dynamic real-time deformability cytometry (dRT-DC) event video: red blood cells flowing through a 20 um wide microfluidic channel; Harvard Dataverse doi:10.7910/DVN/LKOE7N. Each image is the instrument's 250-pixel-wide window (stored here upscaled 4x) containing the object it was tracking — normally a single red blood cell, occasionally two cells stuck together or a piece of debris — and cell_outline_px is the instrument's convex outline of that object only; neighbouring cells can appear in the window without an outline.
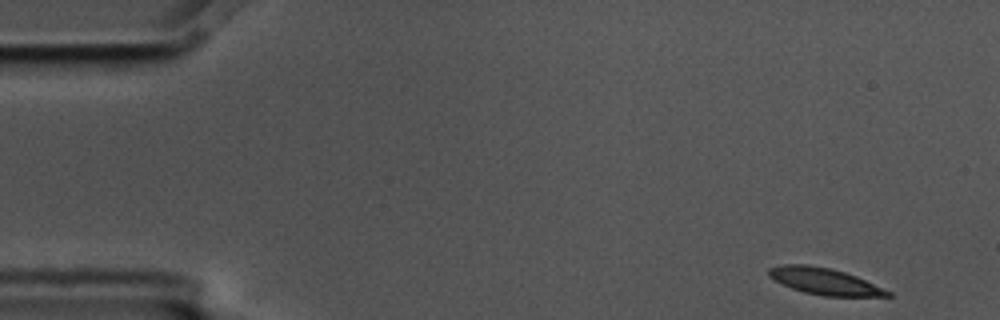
{"species": "common noctule bat (a hibernating species)", "species_latin": "Nyctalus noctula", "temperature_condition": "cold", "stored_images_in_passage": 5, "camera_frame_rate_fps": 3000, "um_per_image_px": 0.085, "animal": {"sex": "male", "body_mass_g": 17.5, "forearm_length_mm": 52.3}, "frame": {"image": 1, "passage_image": 1, "time_ms": 0.0, "image_size_px": [1000, 320], "cell_outline_px": [[892, 296], [824, 296], [804, 292], [792, 288], [768, 276], [768, 268], [784, 264], [808, 264], [828, 268], [844, 272], [856, 276], [892, 292]], "centroid_in_image_um": [70.08, 23.91], "position_along_channel_um": 14.9, "area_um2": 18.15}}
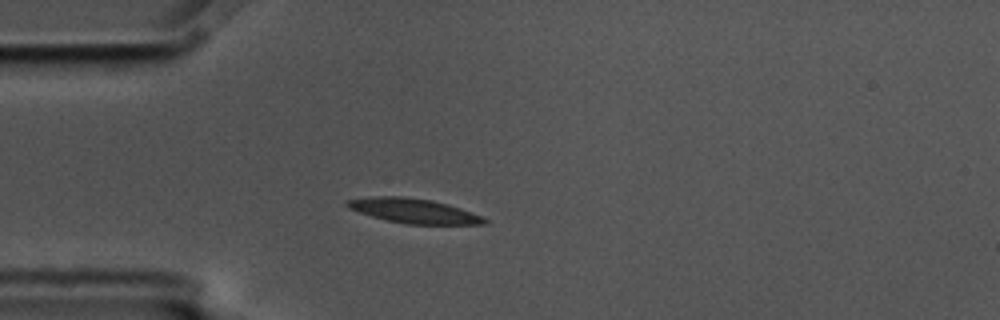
{"frame": {"image": 2, "passage_image": 4, "time_ms": 1.0, "image_size_px": [1000, 320], "cell_outline_px": [[488, 224], [408, 224], [388, 220], [372, 216], [348, 208], [344, 204], [344, 200], [368, 196], [404, 196], [432, 200], [448, 204], [472, 212], [488, 220]], "centroid_in_image_um": [35.13, 17.9], "position_along_channel_um": 49.9, "area_um2": 19.71}}